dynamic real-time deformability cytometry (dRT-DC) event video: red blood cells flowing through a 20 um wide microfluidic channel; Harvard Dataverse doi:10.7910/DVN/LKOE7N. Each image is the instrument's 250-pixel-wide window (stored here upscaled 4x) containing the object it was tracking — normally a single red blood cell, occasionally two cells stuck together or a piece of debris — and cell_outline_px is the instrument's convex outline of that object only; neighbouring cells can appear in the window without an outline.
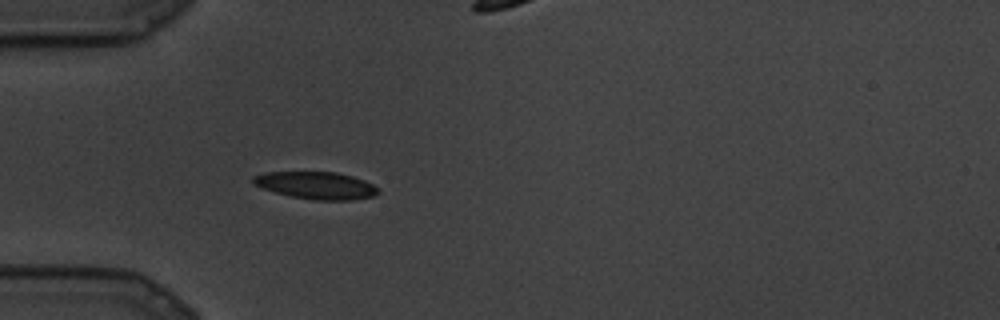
{"species": "common noctule bat (a hibernating species)", "species_latin": "Nyctalus noctula", "temperature_condition": "cold", "stored_images_in_passage": 54, "camera_frame_rate_fps": 3000, "um_per_image_px": 0.085, "animal": {"sex": "male", "body_mass_g": 19.5, "forearm_length_mm": 54.6}, "frame": {"image": 1, "passage_image": 1, "time_ms": 0.0, "image_size_px": [1000, 320], "cell_outline_px": [[380, 192], [372, 196], [352, 200], [316, 200], [292, 196], [260, 188], [252, 184], [252, 176], [264, 172], [336, 172], [352, 176], [364, 180], [380, 188]], "centroid_in_image_um": [26.86, 15.75], "position_along_channel_um": 58.1, "area_um2": 19.94}}
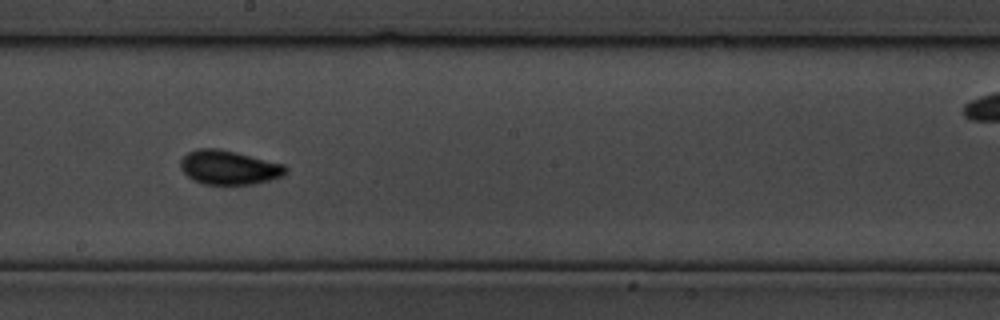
{"frame": {"image": 2, "passage_image": 25, "time_ms": 8.0, "image_size_px": [1000, 320], "cell_outline_px": [[288, 168], [280, 176], [256, 184], [204, 184], [192, 180], [180, 168], [180, 160], [188, 152], [196, 148], [216, 148], [236, 152], [284, 164]], "centroid_in_image_um": [19.42, 14.23], "position_along_channel_um": 228.8, "area_um2": 20.81}}
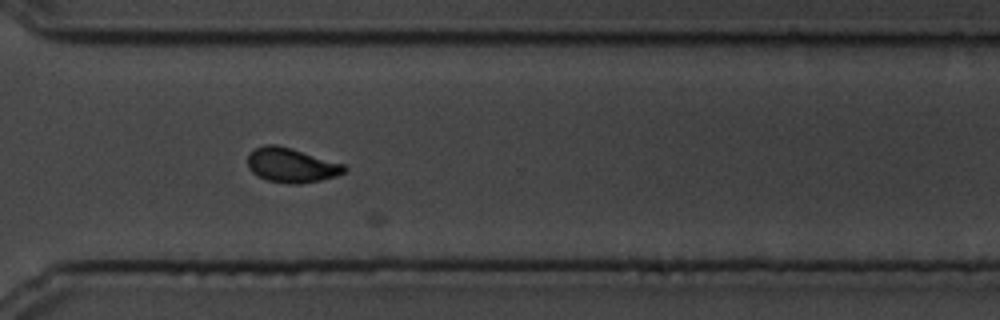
{"frame": {"image": 3, "passage_image": 41, "time_ms": 13.333, "image_size_px": [1000, 320], "cell_outline_px": [[348, 168], [344, 172], [336, 176], [320, 180], [300, 184], [288, 184], [268, 180], [252, 172], [248, 168], [248, 156], [256, 148], [264, 144], [276, 144], [292, 148], [344, 164]], "centroid_in_image_um": [24.78, 14.04], "position_along_channel_um": 345.8, "area_um2": 19.36}}